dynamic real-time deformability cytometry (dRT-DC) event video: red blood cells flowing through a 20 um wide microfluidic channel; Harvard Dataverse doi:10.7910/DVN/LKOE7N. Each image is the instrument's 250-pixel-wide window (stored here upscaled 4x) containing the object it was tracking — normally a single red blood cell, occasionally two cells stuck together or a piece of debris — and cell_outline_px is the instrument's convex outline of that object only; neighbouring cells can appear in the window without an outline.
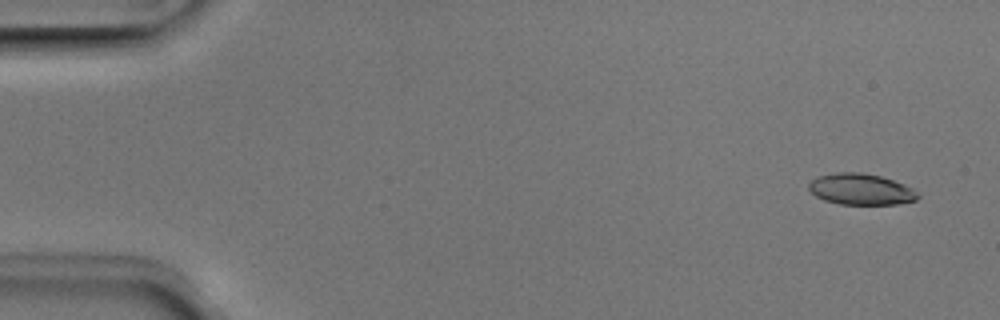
{"species": "Egyptian fruit bat (a non-hibernating species)", "species_latin": "Rousettus aegyptiacus", "temperature_condition": "room temperature", "stored_images_in_passage": 50, "camera_frame_rate_fps": 3000, "um_per_image_px": 0.085, "animal": {"sex": "male"}, "frame": {"image": 1, "passage_image": 2, "time_ms": 0.333, "image_size_px": [1000, 320], "cell_outline_px": [[920, 196], [916, 200], [900, 204], [840, 204], [824, 200], [816, 196], [808, 188], [808, 184], [816, 176], [836, 172], [860, 172], [880, 176], [904, 184], [920, 192]], "centroid_in_image_um": [73.19, 16.08], "position_along_channel_um": 11.8, "area_um2": 19.94}}
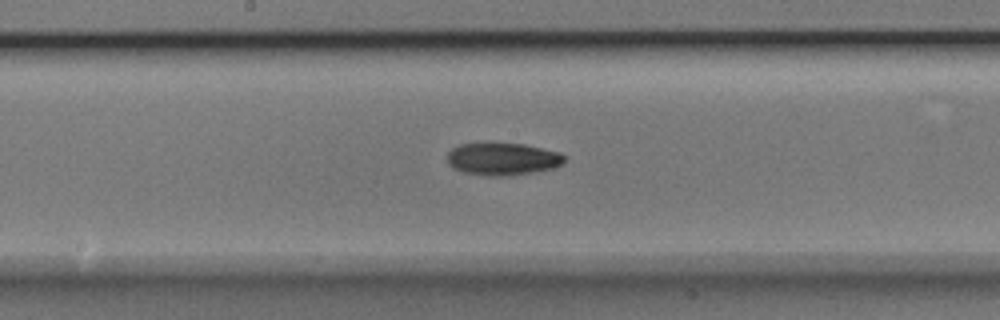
{"frame": {"image": 2, "passage_image": 26, "time_ms": 8.333, "image_size_px": [1000, 320], "cell_outline_px": [[564, 164], [552, 168], [532, 172], [508, 176], [488, 176], [464, 172], [452, 168], [448, 164], [448, 152], [452, 148], [460, 144], [524, 144], [560, 152], [564, 156]], "centroid_in_image_um": [42.72, 13.52], "position_along_channel_um": 205.5, "area_um2": 21.96}}
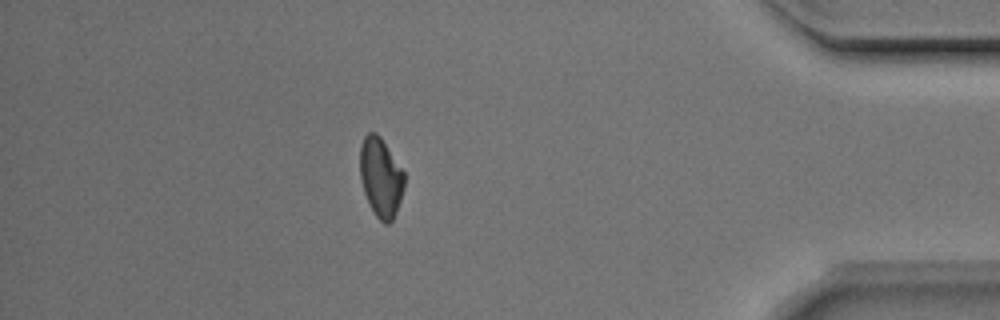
{"frame": {"image": 3, "passage_image": 44, "time_ms": 14.333, "image_size_px": [1000, 320], "cell_outline_px": [[404, 188], [396, 212], [392, 220], [388, 224], [384, 224], [376, 216], [364, 192], [360, 176], [360, 144], [364, 136], [368, 132], [376, 132], [380, 136], [404, 172]], "centroid_in_image_um": [32.36, 15.05], "position_along_channel_um": 402.8, "area_um2": 20.29}, "authors_computed_cell_mechanics": {"area_um2": 20.9236, "velocity_mm_per_s": 3.9881, "shape_relaxation_time_tau1_ms": 5.9564, "shape_relaxation_time_tau2_ms": null, "deformation_change_tau1": 0.1572, "deformation_change_tau2": null}}